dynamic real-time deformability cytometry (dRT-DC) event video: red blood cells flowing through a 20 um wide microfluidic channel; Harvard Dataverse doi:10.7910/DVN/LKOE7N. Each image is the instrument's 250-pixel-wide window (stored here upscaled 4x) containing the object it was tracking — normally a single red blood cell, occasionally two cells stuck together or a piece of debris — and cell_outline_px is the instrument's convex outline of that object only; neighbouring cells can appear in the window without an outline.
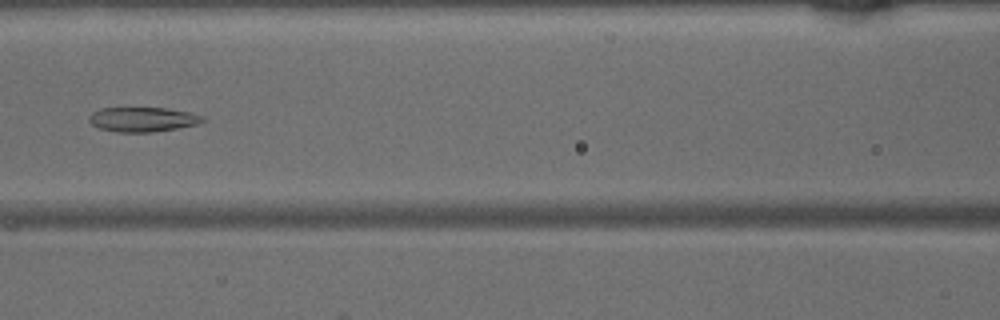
{"species": "common noctule bat (a hibernating species)", "species_latin": "Nyctalus noctula", "temperature_condition": "warm", "stored_images_in_passage": 45, "segment_of_instrument_passage": [1, 2], "camera_frame_rate_fps": 3000, "um_per_image_px": 0.085, "animal": {"sex": "male", "body_mass_g": 15.6}, "frame": {"image": 1, "passage_image": 17, "time_ms": 5.333, "image_size_px": [1000, 320], "cell_outline_px": [[208, 120], [200, 124], [152, 132], [116, 132], [100, 128], [92, 124], [88, 120], [88, 116], [92, 112], [100, 108], [168, 108], [192, 112], [204, 116]], "centroid_in_image_um": [12.18, 10.14], "position_along_channel_um": 154.4, "area_um2": 16.53}}
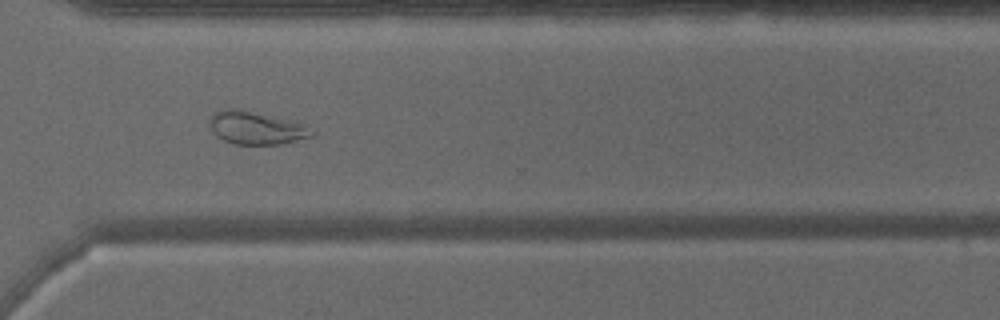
{"frame": {"image": 2, "passage_image": 31, "time_ms": 10.0, "image_size_px": [1000, 320], "cell_outline_px": [[316, 132], [312, 136], [280, 144], [232, 144], [216, 136], [208, 124], [212, 112], [224, 108], [236, 108], [308, 124]], "centroid_in_image_um": [21.76, 10.86], "position_along_channel_um": 348.8, "area_um2": 19.83}}
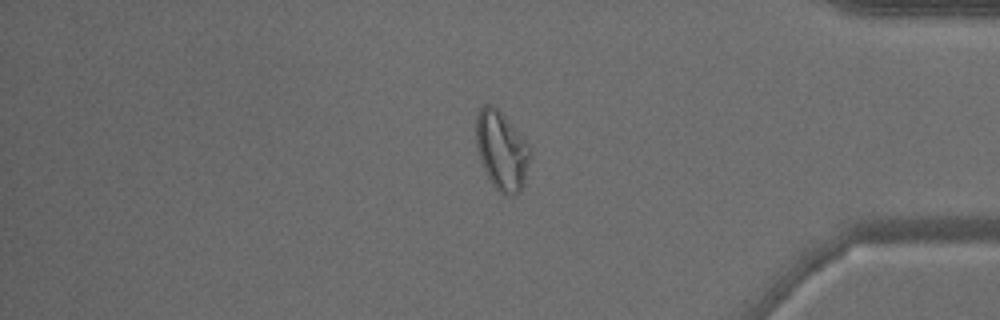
{"frame": {"image": 3, "passage_image": 36, "time_ms": 11.667, "image_size_px": [1000, 320], "cell_outline_px": [[532, 152], [524, 184], [520, 192], [516, 196], [508, 196], [500, 192], [492, 184], [480, 160], [476, 148], [476, 116], [480, 108], [484, 104], [488, 104], [496, 108], [504, 116], [528, 144]], "centroid_in_image_um": [42.65, 12.84], "position_along_channel_um": 392.6, "area_um2": 24.8}}